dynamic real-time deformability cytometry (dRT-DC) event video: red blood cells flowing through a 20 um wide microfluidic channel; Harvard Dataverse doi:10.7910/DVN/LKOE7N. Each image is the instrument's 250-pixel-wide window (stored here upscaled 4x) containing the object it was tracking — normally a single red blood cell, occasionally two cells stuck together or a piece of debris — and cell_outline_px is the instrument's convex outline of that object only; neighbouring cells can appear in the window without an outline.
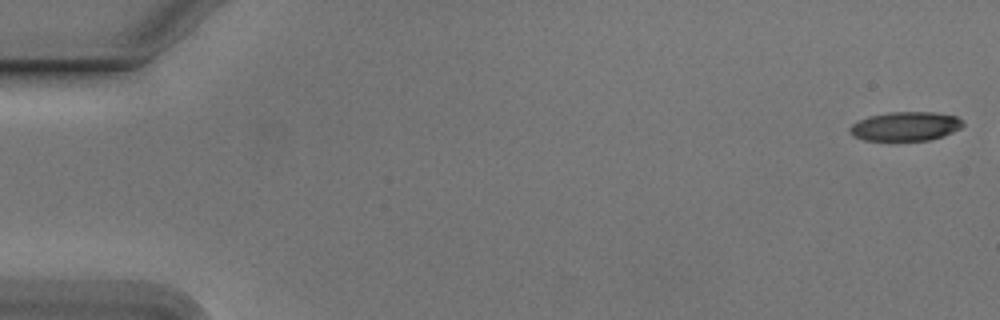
{"species": "Egyptian fruit bat (a non-hibernating species)", "species_latin": "Rousettus aegyptiacus", "temperature_condition": "cold", "stored_images_in_passage": 43, "camera_frame_rate_fps": 3000, "um_per_image_px": 0.085, "animal": {"sex": "male"}, "frame": {"image": 1, "passage_image": 1, "time_ms": 0.0, "image_size_px": [1000, 320], "cell_outline_px": [[964, 124], [960, 128], [944, 136], [928, 140], [864, 140], [852, 136], [848, 132], [848, 128], [852, 124], [868, 116], [888, 112], [932, 112], [956, 116]], "centroid_in_image_um": [76.92, 10.73], "position_along_channel_um": 8.1, "area_um2": 19.13}}
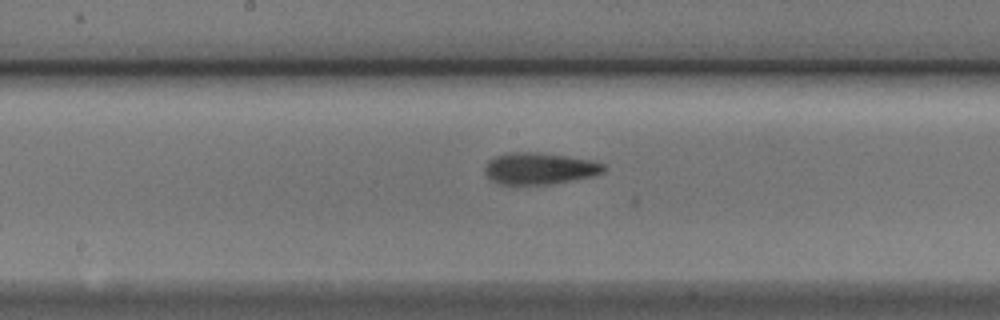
{"frame": {"image": 2, "passage_image": 28, "time_ms": 9.0, "image_size_px": [1000, 320], "cell_outline_px": [[608, 168], [604, 172], [596, 176], [552, 184], [500, 184], [492, 180], [484, 172], [484, 168], [488, 160], [496, 156], [508, 152], [540, 152], [592, 160], [604, 164]], "centroid_in_image_um": [45.9, 14.32], "position_along_channel_um": 202.3, "area_um2": 22.2}}
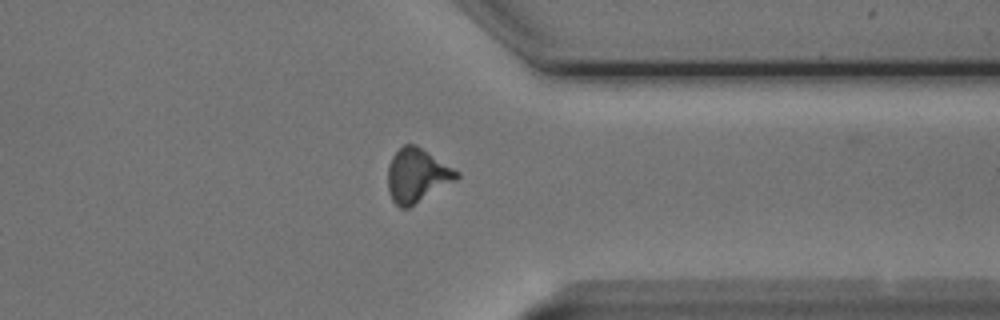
{"frame": {"image": 3, "passage_image": 42, "time_ms": 13.667, "image_size_px": [1000, 320], "cell_outline_px": [[460, 176], [456, 180], [408, 208], [400, 208], [392, 200], [388, 192], [388, 164], [392, 156], [404, 144], [416, 144], [460, 172]], "centroid_in_image_um": [35.44, 14.9], "position_along_channel_um": 376.0, "area_um2": 21.56}}